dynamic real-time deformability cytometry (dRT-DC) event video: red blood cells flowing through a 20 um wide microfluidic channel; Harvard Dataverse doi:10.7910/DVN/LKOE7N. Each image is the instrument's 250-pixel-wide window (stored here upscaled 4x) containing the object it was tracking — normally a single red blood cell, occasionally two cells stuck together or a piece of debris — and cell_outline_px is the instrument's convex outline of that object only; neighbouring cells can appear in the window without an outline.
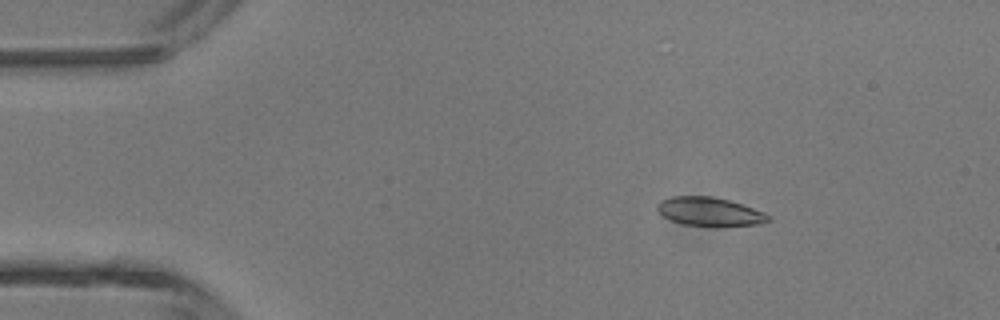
{"species": "common noctule bat (a hibernating species)", "species_latin": "Nyctalus noctula", "temperature_condition": "room temperature", "stored_images_in_passage": 5, "camera_frame_rate_fps": 3000, "um_per_image_px": 0.085, "animal": {"sex": "male", "body_mass_g": 13.3}, "frame": {"image": 1, "passage_image": 2, "time_ms": 0.333, "image_size_px": [1000, 320], "cell_outline_px": [[772, 220], [756, 224], [716, 228], [684, 224], [672, 220], [664, 216], [656, 208], [656, 204], [660, 200], [672, 196], [712, 196], [728, 200], [764, 212]], "centroid_in_image_um": [60.3, 18.01], "position_along_channel_um": 24.7, "area_um2": 18.73}}